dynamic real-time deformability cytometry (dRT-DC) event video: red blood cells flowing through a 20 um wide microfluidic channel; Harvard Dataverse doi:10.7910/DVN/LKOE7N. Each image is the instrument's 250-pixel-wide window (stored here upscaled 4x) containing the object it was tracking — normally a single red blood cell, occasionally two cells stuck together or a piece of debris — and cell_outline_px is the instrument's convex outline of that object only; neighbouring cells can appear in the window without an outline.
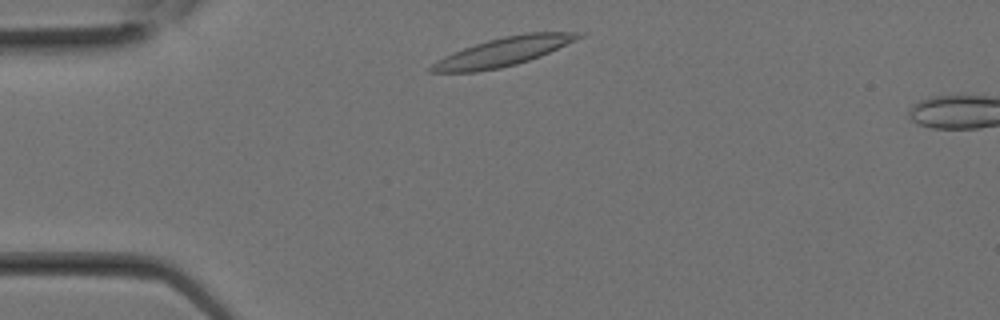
{"species": "Egyptian fruit bat (a non-hibernating species)", "species_latin": "Rousettus aegyptiacus", "temperature_condition": "room temperature", "stored_images_in_passage": 3, "camera_frame_rate_fps": 3000, "um_per_image_px": 0.085, "animal": {"sex": "female"}, "frame": {"image": 1, "passage_image": 2, "time_ms": 0.333, "image_size_px": [1000, 320], "cell_outline_px": [[584, 36], [576, 40], [540, 56], [516, 64], [500, 68], [476, 72], [428, 72], [428, 68], [436, 60], [452, 52], [488, 40], [504, 36], [528, 32], [580, 32]], "centroid_in_image_um": [42.74, 4.4], "position_along_channel_um": 42.3, "area_um2": 24.39}}